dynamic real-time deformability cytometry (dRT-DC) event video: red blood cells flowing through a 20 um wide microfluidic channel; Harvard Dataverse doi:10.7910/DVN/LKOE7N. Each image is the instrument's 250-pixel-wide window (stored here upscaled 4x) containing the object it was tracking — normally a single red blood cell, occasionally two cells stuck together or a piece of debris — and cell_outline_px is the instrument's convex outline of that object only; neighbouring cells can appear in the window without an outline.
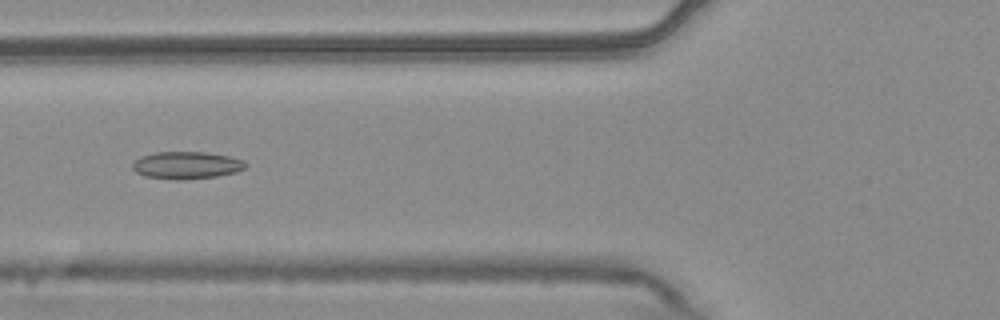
{"species": "common noctule bat (a hibernating species)", "species_latin": "Nyctalus noctula", "temperature_condition": "warm", "stored_images_in_passage": 54, "camera_frame_rate_fps": 3000, "um_per_image_px": 0.085, "animal": {"sex": "male", "body_mass_g": 20.4}, "frame": {"image": 1, "passage_image": 21, "time_ms": 6.667, "image_size_px": [1000, 320], "cell_outline_px": [[248, 164], [244, 168], [236, 172], [216, 176], [176, 180], [172, 180], [144, 176], [136, 172], [132, 168], [132, 164], [140, 156], [156, 152], [204, 152], [228, 156], [244, 160]], "centroid_in_image_um": [15.84, 14.04], "position_along_channel_um": 110.0, "area_um2": 17.98}}
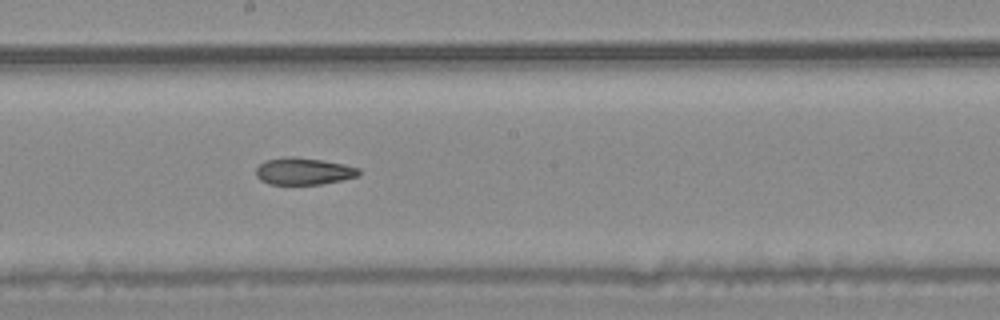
{"frame": {"image": 2, "passage_image": 30, "time_ms": 9.667, "image_size_px": [1000, 320], "cell_outline_px": [[360, 172], [356, 176], [340, 180], [320, 184], [268, 184], [260, 180], [256, 176], [256, 168], [264, 160], [288, 156], [292, 156], [324, 160], [344, 164], [360, 168]], "centroid_in_image_um": [25.77, 14.54], "position_along_channel_um": 222.4, "area_um2": 16.18}}
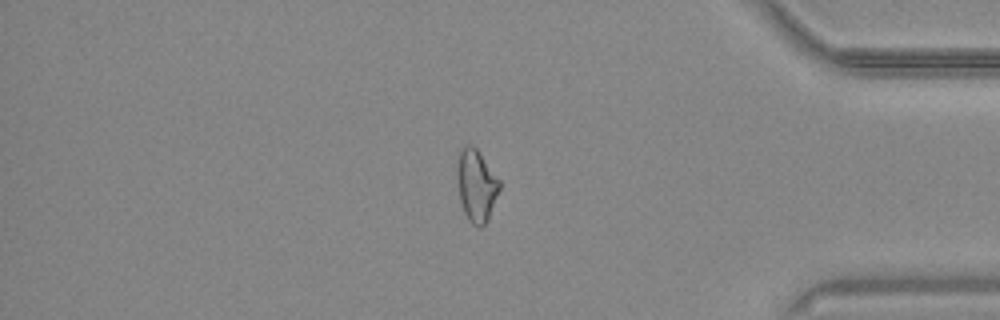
{"frame": {"image": 3, "passage_image": 46, "time_ms": 15.0, "image_size_px": [1000, 320], "cell_outline_px": [[500, 188], [488, 220], [480, 228], [472, 224], [468, 220], [464, 212], [460, 200], [456, 176], [456, 168], [460, 152], [468, 144], [472, 144], [476, 148], [500, 180]], "centroid_in_image_um": [40.48, 15.78], "position_along_channel_um": 394.7, "area_um2": 17.74}, "authors_computed_cell_mechanics": {"area_um2": 17.8891, "velocity_mm_per_s": 3.7381, "shape_relaxation_time_tau1_ms": 6.6132, "shape_relaxation_time_tau2_ms": 4.8265, "deformation_change_tau1": 0.1266, "deformation_change_tau2": 0.1279}}